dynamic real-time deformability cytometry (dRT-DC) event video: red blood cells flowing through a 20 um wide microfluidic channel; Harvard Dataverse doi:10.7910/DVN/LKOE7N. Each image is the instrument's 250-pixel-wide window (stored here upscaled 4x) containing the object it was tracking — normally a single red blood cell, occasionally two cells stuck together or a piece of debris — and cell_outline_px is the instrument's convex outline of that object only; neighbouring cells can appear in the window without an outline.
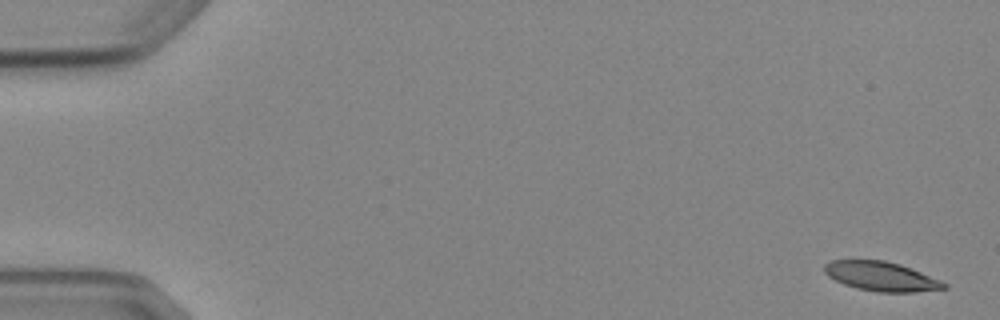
{"species": "Egyptian fruit bat (a non-hibernating species)", "species_latin": "Rousettus aegyptiacus", "temperature_condition": "cold", "stored_images_in_passage": 5, "camera_frame_rate_fps": 3000, "um_per_image_px": 0.085, "animal": {"sex": "female"}, "frame": {"image": 1, "passage_image": 1, "time_ms": 0.0, "image_size_px": [1000, 320], "cell_outline_px": [[948, 288], [916, 292], [880, 292], [856, 288], [844, 284], [828, 276], [824, 272], [824, 264], [832, 260], [884, 260], [900, 264], [940, 280], [948, 284]], "centroid_in_image_um": [74.9, 23.49], "position_along_channel_um": 10.1, "area_um2": 20.35}}
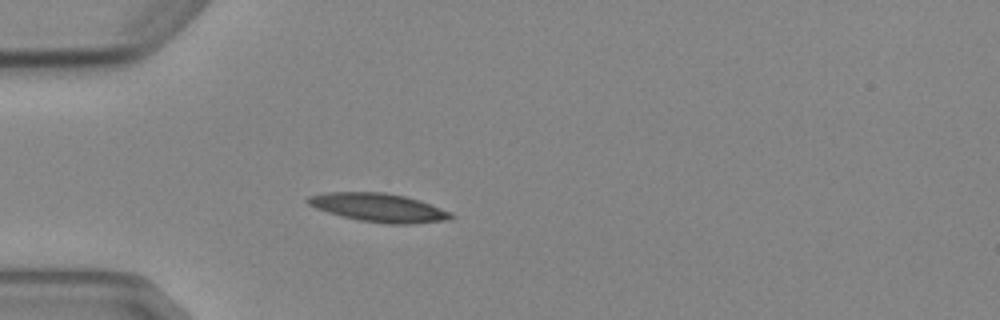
{"frame": {"image": 2, "passage_image": 5, "time_ms": 4.667, "image_size_px": [1000, 320], "cell_outline_px": [[456, 216], [452, 220], [412, 224], [388, 224], [360, 220], [328, 212], [316, 208], [308, 204], [304, 200], [308, 196], [324, 192], [384, 192], [404, 196], [420, 200], [452, 212]], "centroid_in_image_um": [32.24, 17.65], "position_along_channel_um": 52.8, "area_um2": 23.99}}